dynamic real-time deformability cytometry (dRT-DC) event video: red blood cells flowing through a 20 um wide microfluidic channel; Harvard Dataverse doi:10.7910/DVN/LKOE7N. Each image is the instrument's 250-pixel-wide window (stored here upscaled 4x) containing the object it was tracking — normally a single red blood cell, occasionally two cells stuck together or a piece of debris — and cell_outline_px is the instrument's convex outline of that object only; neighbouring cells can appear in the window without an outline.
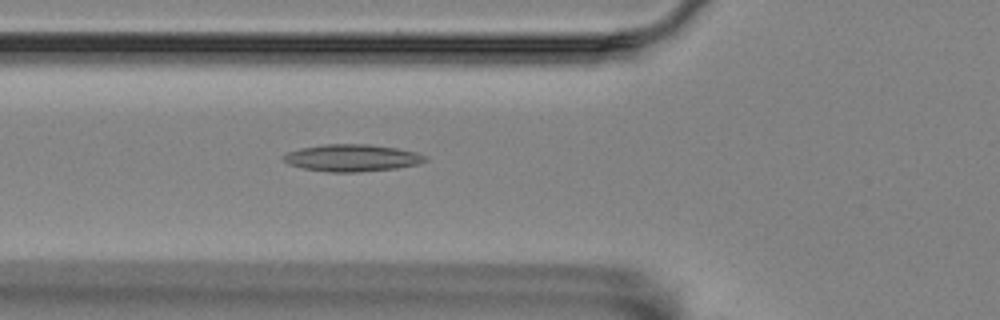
{"species": "Egyptian fruit bat (a non-hibernating species)", "species_latin": "Rousettus aegyptiacus", "temperature_condition": "room temperature", "stored_images_in_passage": 41, "camera_frame_rate_fps": 3000, "um_per_image_px": 0.085, "animal": {"sex": "female"}, "frame": {"image": 1, "passage_image": 6, "time_ms": 1.667, "image_size_px": [1000, 320], "cell_outline_px": [[428, 160], [416, 164], [396, 168], [360, 172], [328, 172], [304, 168], [288, 164], [280, 156], [288, 152], [300, 148], [324, 144], [368, 144], [396, 148], [416, 152], [428, 156]], "centroid_in_image_um": [29.91, 13.42], "position_along_channel_um": 95.9, "area_um2": 22.37}}
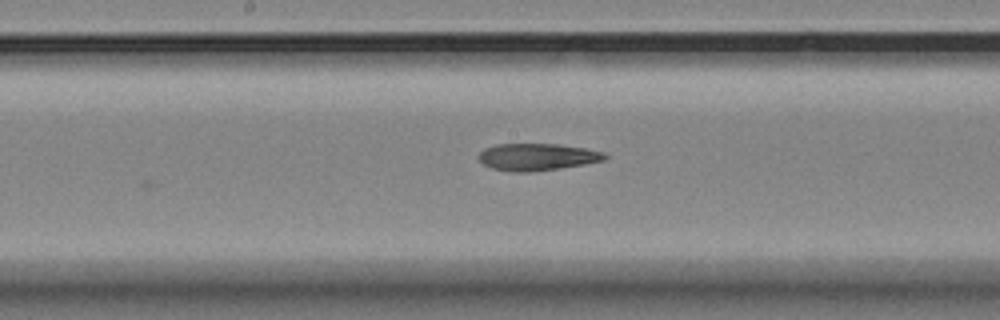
{"frame": {"image": 2, "passage_image": 15, "time_ms": 4.667, "image_size_px": [1000, 320], "cell_outline_px": [[608, 156], [604, 160], [584, 164], [560, 168], [532, 172], [512, 172], [492, 168], [484, 164], [476, 156], [484, 148], [496, 144], [556, 144], [584, 148], [604, 152]], "centroid_in_image_um": [45.63, 13.34], "position_along_channel_um": 202.6, "area_um2": 19.88}}
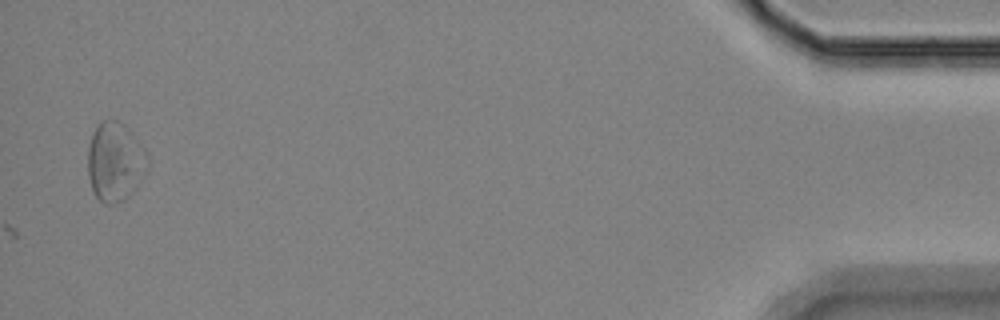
{"frame": {"image": 3, "passage_image": 41, "time_ms": 13.333, "image_size_px": [1000, 320], "cell_outline_px": [[128, 196], [112, 204], [104, 204], [92, 192], [88, 176], [88, 148], [96, 124], [100, 120], [108, 116], [124, 124], [128, 132]], "centroid_in_image_um": [9.26, 13.69], "position_along_channel_um": 425.9, "area_um2": 21.62}, "authors_computed_cell_mechanics": {"area_um2": 19.4786, "velocity_mm_per_s": 3.525, "shape_relaxation_time_tau1_ms": null, "shape_relaxation_time_tau2_ms": 3.318, "deformation_change_tau1": null, "deformation_change_tau2": 0.1119}}